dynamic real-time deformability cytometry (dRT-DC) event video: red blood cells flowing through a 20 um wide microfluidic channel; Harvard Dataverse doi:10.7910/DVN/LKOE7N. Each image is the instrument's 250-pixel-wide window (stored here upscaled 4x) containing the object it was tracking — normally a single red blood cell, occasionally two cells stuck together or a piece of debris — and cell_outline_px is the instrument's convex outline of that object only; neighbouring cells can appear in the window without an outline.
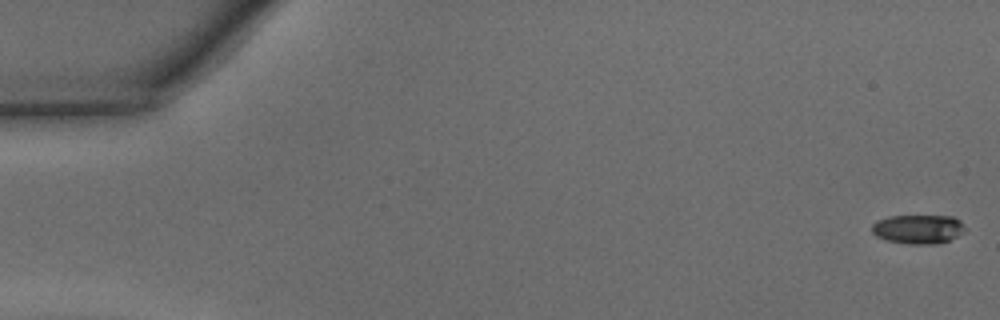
{"species": "common noctule bat (a hibernating species)", "species_latin": "Nyctalus noctula", "temperature_condition": "warm", "stored_images_in_passage": 9, "camera_frame_rate_fps": 3000, "um_per_image_px": 0.085, "animal": {"sex": "male", "body_mass_g": 15.6}, "frame": {"image": 1, "passage_image": 1, "time_ms": 0.0, "image_size_px": [1000, 320], "cell_outline_px": [[968, 228], [964, 232], [948, 240], [936, 244], [908, 244], [884, 240], [876, 236], [872, 232], [872, 224], [876, 220], [888, 216], [956, 216]], "centroid_in_image_um": [78.05, 19.47], "position_along_channel_um": 6.9, "area_um2": 16.07}}